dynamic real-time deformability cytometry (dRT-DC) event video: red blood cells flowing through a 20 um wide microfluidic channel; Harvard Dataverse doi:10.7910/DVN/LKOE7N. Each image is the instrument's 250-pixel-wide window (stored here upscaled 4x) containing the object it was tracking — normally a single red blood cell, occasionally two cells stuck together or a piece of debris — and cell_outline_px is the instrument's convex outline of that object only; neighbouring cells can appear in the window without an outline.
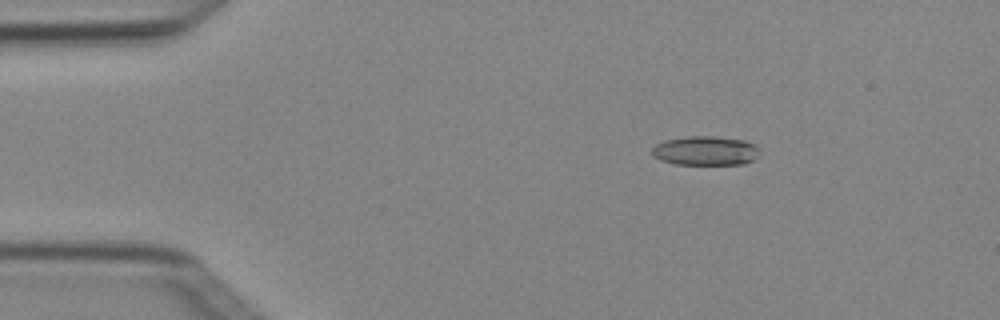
{"species": "Egyptian fruit bat (a non-hibernating species)", "species_latin": "Rousettus aegyptiacus", "temperature_condition": "cold", "stored_images_in_passage": 6, "camera_frame_rate_fps": 3000, "um_per_image_px": 0.085, "animal": {"sex": "female"}, "frame": {"image": 1, "passage_image": 3, "time_ms": 0.667, "image_size_px": [1000, 320], "cell_outline_px": [[756, 156], [752, 160], [744, 164], [676, 164], [660, 160], [652, 156], [652, 148], [656, 144], [664, 140], [688, 136], [716, 136], [744, 140], [756, 144]], "centroid_in_image_um": [59.91, 12.8], "position_along_channel_um": 25.1, "area_um2": 18.26}}
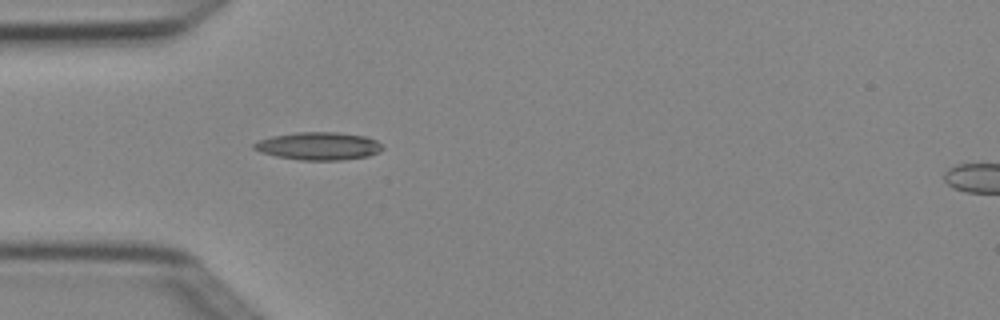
{"frame": {"image": 2, "passage_image": 5, "time_ms": 1.333, "image_size_px": [1000, 320], "cell_outline_px": [[384, 148], [380, 152], [368, 156], [340, 160], [300, 160], [276, 156], [260, 152], [252, 148], [252, 144], [260, 140], [272, 136], [296, 132], [336, 132], [364, 136], [376, 140]], "centroid_in_image_um": [27.07, 12.41], "position_along_channel_um": 57.9, "area_um2": 20.81}}